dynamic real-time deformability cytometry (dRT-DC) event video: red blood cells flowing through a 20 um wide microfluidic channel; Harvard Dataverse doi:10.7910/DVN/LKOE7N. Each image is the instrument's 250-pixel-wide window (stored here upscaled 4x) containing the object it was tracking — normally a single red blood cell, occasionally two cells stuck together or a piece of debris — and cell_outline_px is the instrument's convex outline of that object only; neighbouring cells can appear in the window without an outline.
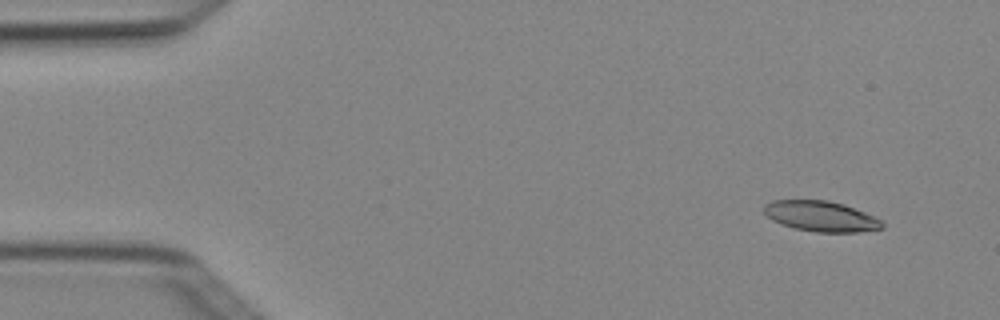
{"species": "Egyptian fruit bat (a non-hibernating species)", "species_latin": "Rousettus aegyptiacus", "temperature_condition": "cold", "stored_images_in_passage": 4, "camera_frame_rate_fps": 3000, "um_per_image_px": 0.085, "animal": {"sex": "female"}, "frame": {"image": 1, "passage_image": 1, "time_ms": 0.0, "image_size_px": [1000, 320], "cell_outline_px": [[884, 228], [856, 232], [816, 232], [796, 228], [772, 220], [764, 212], [764, 204], [772, 200], [828, 200], [844, 204], [864, 212], [880, 220], [884, 224]], "centroid_in_image_um": [69.78, 18.37], "position_along_channel_um": 15.2, "area_um2": 20.75}}
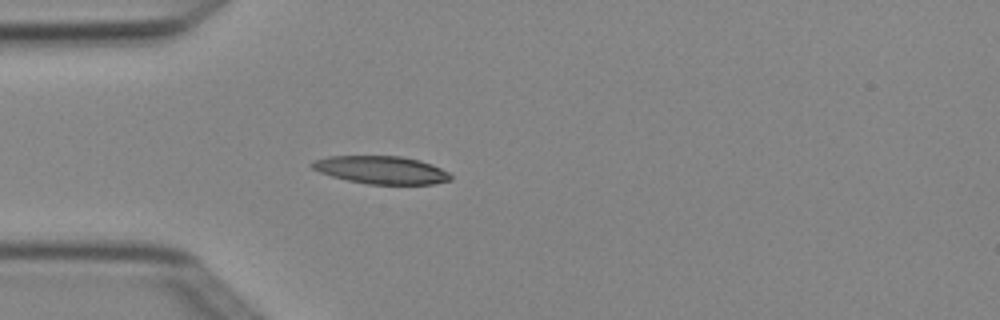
{"frame": {"image": 2, "passage_image": 4, "time_ms": 1.0, "image_size_px": [1000, 320], "cell_outline_px": [[452, 180], [432, 184], [368, 184], [348, 180], [332, 176], [320, 172], [312, 168], [308, 164], [312, 160], [328, 156], [400, 156], [420, 160], [432, 164], [448, 172], [452, 176]], "centroid_in_image_um": [32.39, 14.44], "position_along_channel_um": 52.6, "area_um2": 22.54}}